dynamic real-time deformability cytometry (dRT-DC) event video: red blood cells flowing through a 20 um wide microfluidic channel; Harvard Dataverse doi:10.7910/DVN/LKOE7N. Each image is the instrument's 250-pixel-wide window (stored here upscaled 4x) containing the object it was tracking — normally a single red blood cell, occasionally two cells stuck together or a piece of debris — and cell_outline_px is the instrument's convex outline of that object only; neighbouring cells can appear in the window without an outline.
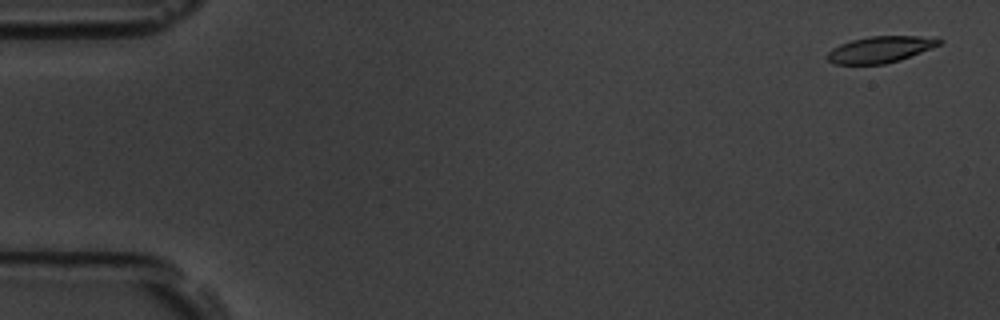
{"species": "common noctule bat (a hibernating species)", "species_latin": "Nyctalus noctula", "temperature_condition": "room temperature", "stored_images_in_passage": 5, "camera_frame_rate_fps": 3000, "um_per_image_px": 0.085, "animal": {"sex": "male", "body_mass_g": 19.5, "forearm_length_mm": 54.6}, "frame": {"image": 1, "passage_image": 1, "time_ms": 0.0, "image_size_px": [1000, 320], "cell_outline_px": [[944, 40], [940, 44], [932, 48], [900, 60], [884, 64], [832, 64], [828, 60], [828, 52], [832, 48], [840, 44], [852, 40], [872, 36], [916, 36]], "centroid_in_image_um": [74.8, 4.21], "position_along_channel_um": 10.2, "area_um2": 16.99}}
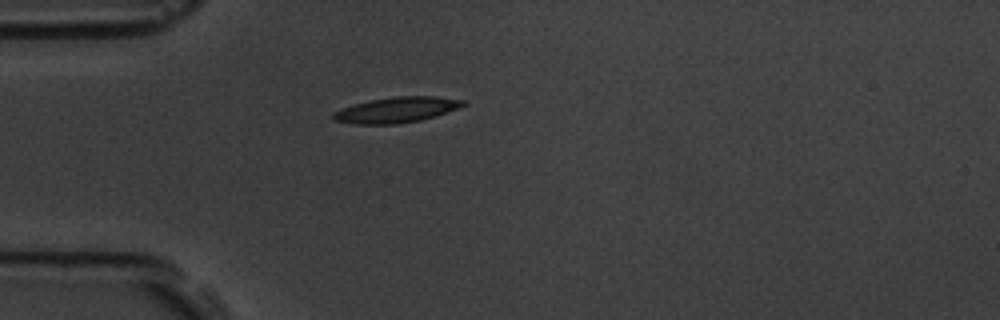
{"frame": {"image": 2, "passage_image": 5, "time_ms": 1.333, "image_size_px": [1000, 320], "cell_outline_px": [[468, 104], [436, 116], [420, 120], [396, 124], [352, 124], [332, 120], [332, 116], [336, 112], [344, 108], [356, 104], [372, 100], [396, 96], [436, 96], [464, 100]], "centroid_in_image_um": [33.75, 9.34], "position_along_channel_um": 51.3, "area_um2": 19.13}}